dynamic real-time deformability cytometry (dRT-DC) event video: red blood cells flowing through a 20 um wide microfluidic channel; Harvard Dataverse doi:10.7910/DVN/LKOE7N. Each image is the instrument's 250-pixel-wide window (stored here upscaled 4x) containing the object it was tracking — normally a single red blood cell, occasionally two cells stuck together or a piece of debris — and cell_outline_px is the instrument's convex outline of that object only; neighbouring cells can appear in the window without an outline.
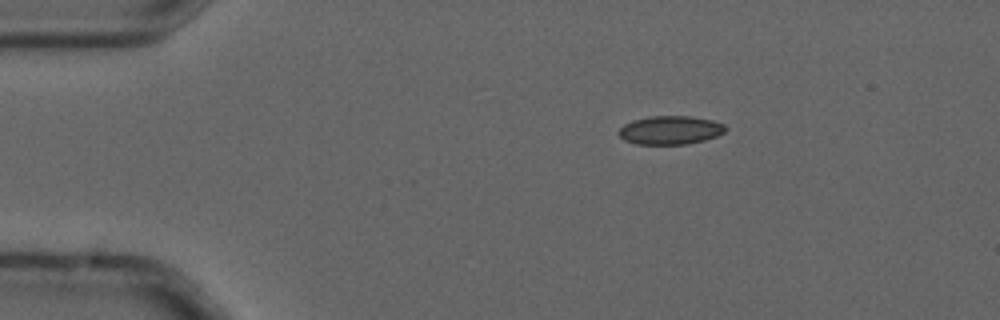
{"species": "common noctule bat (a hibernating species)", "species_latin": "Nyctalus noctula", "temperature_condition": "cold", "stored_images_in_passage": 4, "camera_frame_rate_fps": 3000, "um_per_image_px": 0.085, "animal": {"sex": "male", "forearm_length_mm": 52.5}, "frame": {"image": 1, "passage_image": 2, "time_ms": 0.333, "image_size_px": [1000, 320], "cell_outline_px": [[728, 128], [724, 132], [716, 136], [704, 140], [688, 144], [636, 144], [624, 140], [616, 132], [624, 124], [632, 120], [648, 116], [688, 116], [712, 120], [724, 124]], "centroid_in_image_um": [56.95, 11.06], "position_along_channel_um": 28.0, "area_um2": 17.86}}
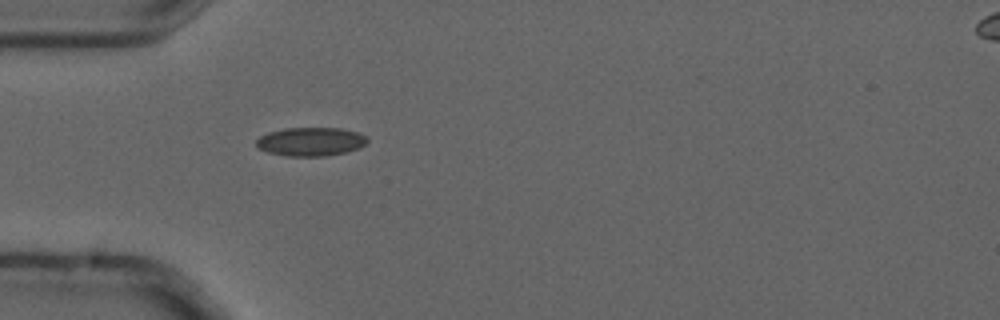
{"frame": {"image": 2, "passage_image": 4, "time_ms": 1.0, "image_size_px": [1000, 320], "cell_outline_px": [[368, 140], [360, 148], [344, 152], [324, 156], [288, 156], [268, 152], [256, 148], [256, 140], [260, 136], [268, 132], [284, 128], [340, 128], [360, 132]], "centroid_in_image_um": [26.38, 12.03], "position_along_channel_um": 58.6, "area_um2": 18.55}}